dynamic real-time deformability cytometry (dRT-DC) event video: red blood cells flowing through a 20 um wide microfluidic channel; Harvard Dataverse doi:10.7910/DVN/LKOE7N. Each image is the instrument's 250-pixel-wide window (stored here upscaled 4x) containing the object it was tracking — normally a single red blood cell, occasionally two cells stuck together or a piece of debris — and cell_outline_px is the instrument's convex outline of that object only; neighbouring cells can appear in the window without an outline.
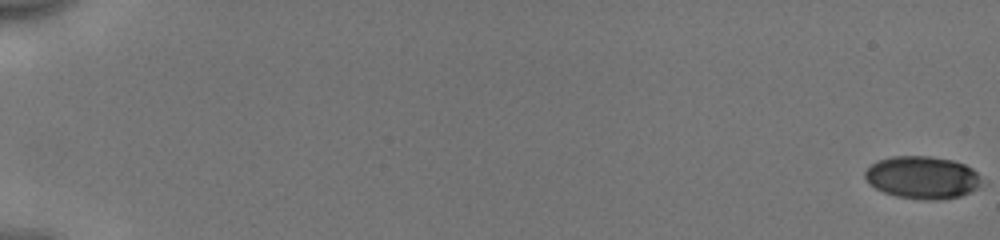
{"species": "human", "species_latin": "Homo sapiens", "temperature_condition": "cold", "stored_images_in_passage": 55, "camera_frame_rate_fps": 3000, "um_per_image_px": 0.085, "donor": {"sex": "male"}, "frame": {"image": 1, "passage_image": 1, "time_ms": 0.0, "image_size_px": [1000, 240], "cell_outline_px": [[980, 184], [976, 188], [960, 196], [940, 200], [928, 200], [896, 196], [884, 192], [868, 184], [864, 176], [864, 172], [876, 160], [892, 156], [932, 156], [952, 160], [964, 164], [972, 168], [976, 172], [980, 180]], "centroid_in_image_um": [78.36, 15.07], "position_along_channel_um": 6.6, "area_um2": 28.84}}
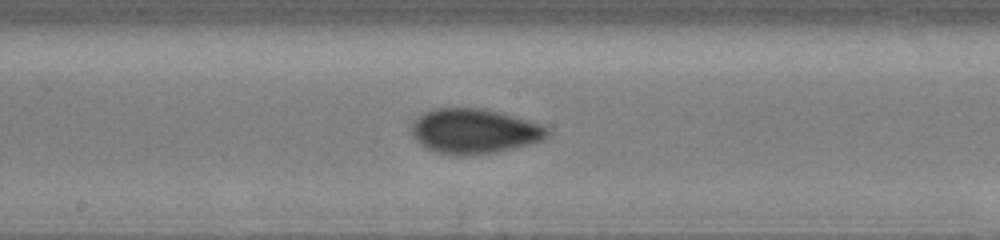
{"frame": {"image": 2, "passage_image": 32, "time_ms": 10.333, "image_size_px": [1000, 240], "cell_outline_px": [[552, 132], [548, 136], [540, 140], [528, 144], [496, 152], [436, 152], [420, 144], [412, 136], [412, 124], [424, 112], [432, 108], [480, 108], [500, 112], [528, 120], [540, 124], [548, 128]], "centroid_in_image_um": [40.33, 11.1], "position_along_channel_um": 207.9, "area_um2": 34.45}}
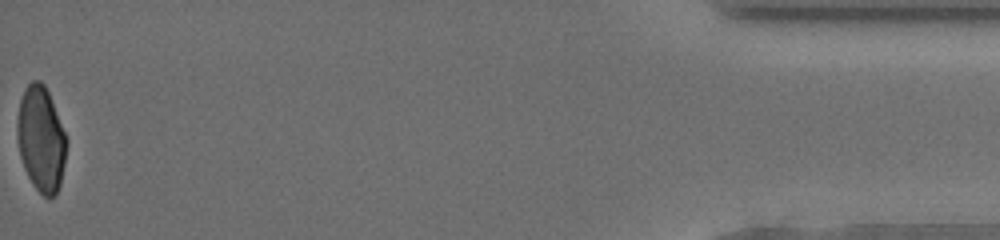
{"frame": {"image": 3, "passage_image": 55, "time_ms": 18.0, "image_size_px": [1000, 240], "cell_outline_px": [[68, 144], [60, 184], [56, 196], [44, 196], [32, 184], [24, 168], [20, 156], [16, 136], [16, 120], [20, 100], [24, 88], [32, 80], [40, 80], [44, 84], [48, 92], [68, 140]], "centroid_in_image_um": [3.48, 11.8], "position_along_channel_um": 431.7, "area_um2": 30.46}, "authors_computed_cell_mechanics": {"area_um2": 32.0212, "velocity_mm_per_s": 3.9813, "shape_relaxation_time_tau1_ms": 6.1419, "shape_relaxation_time_tau2_ms": 1.0119, "deformation_change_tau1": 0.1358, "deformation_change_tau2": 0.0455}}